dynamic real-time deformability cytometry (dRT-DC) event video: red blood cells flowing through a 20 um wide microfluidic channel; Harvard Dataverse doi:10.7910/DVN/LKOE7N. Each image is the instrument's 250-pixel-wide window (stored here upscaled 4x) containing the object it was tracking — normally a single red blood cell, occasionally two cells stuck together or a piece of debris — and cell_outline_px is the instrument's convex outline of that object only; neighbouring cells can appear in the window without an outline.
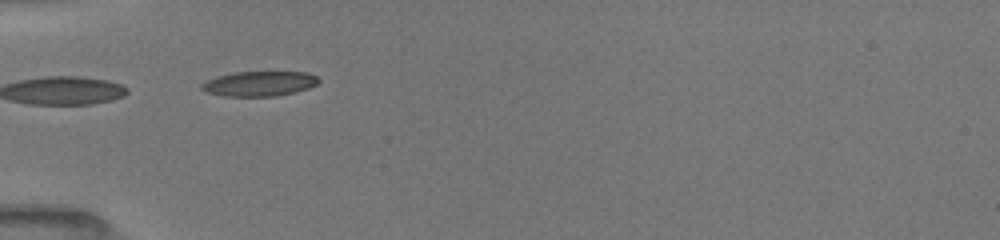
{"species": "common noctule bat (a hibernating species)", "species_latin": "Nyctalus noctula", "temperature_condition": "room temperature", "stored_images_in_passage": 13, "camera_frame_rate_fps": 3000, "um_per_image_px": 0.085, "animal": {"sex": "female", "body_mass_g": 19.5, "forearm_length_mm": 54.1}, "frame": {"image": 1, "passage_image": 10, "time_ms": 5.667, "image_size_px": [1000, 240], "cell_outline_px": [[320, 80], [316, 84], [308, 88], [296, 92], [276, 96], [224, 96], [204, 92], [200, 88], [200, 84], [216, 76], [236, 72], [308, 72], [316, 76]], "centroid_in_image_um": [22.02, 7.11], "position_along_channel_um": 63.0, "area_um2": 17.05}}
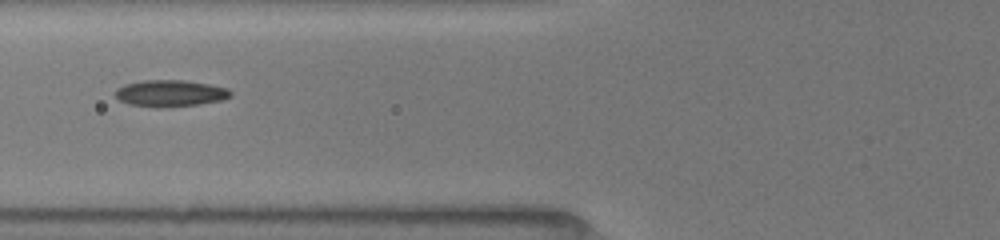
{"frame": {"image": 2, "passage_image": 12, "time_ms": 7.0, "image_size_px": [1000, 240], "cell_outline_px": [[232, 96], [220, 100], [196, 104], [164, 108], [160, 108], [128, 104], [120, 100], [116, 96], [116, 88], [124, 84], [144, 80], [184, 80], [208, 84], [228, 88], [232, 92]], "centroid_in_image_um": [14.46, 7.93], "position_along_channel_um": 111.3, "area_um2": 17.86}}